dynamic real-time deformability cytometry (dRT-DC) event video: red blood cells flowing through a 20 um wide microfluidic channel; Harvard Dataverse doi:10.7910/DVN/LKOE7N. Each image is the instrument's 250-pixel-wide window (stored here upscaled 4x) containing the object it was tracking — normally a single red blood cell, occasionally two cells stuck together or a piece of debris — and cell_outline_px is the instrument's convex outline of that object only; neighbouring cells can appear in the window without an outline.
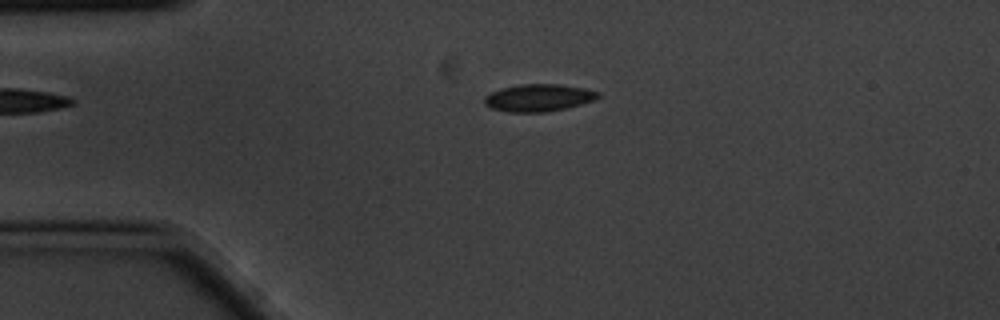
{"species": "common noctule bat (a hibernating species)", "species_latin": "Nyctalus noctula", "temperature_condition": "cold", "stored_images_in_passage": 4, "camera_frame_rate_fps": 3000, "um_per_image_px": 0.085, "animal": {"sex": "male", "body_mass_g": 20.1, "forearm_length_mm": 53.5}, "frame": {"image": 1, "passage_image": 3, "time_ms": 0.667, "image_size_px": [1000, 320], "cell_outline_px": [[600, 96], [596, 100], [564, 108], [544, 112], [508, 112], [492, 108], [484, 104], [484, 96], [500, 88], [520, 84], [560, 84], [584, 88], [600, 92]], "centroid_in_image_um": [45.78, 8.3], "position_along_channel_um": 39.2, "area_um2": 18.09}}